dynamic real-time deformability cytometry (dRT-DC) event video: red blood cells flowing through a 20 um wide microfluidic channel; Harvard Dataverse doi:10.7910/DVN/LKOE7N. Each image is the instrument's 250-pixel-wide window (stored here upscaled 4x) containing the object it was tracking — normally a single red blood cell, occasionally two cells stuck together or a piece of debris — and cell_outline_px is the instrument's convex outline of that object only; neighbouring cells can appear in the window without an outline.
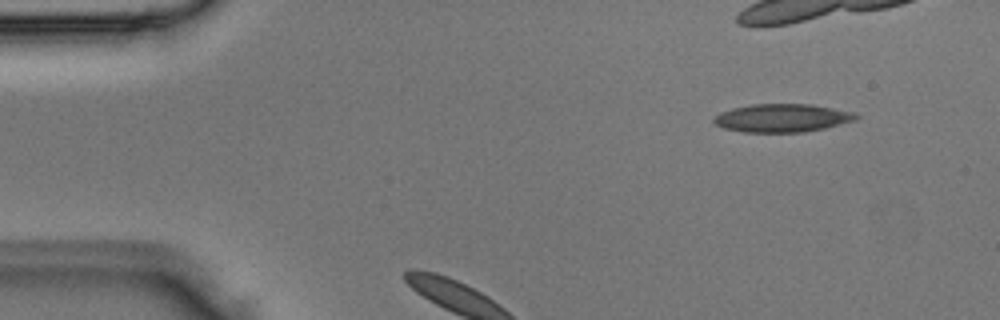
{"species": "Egyptian fruit bat (a non-hibernating species)", "species_latin": "Rousettus aegyptiacus", "temperature_condition": "room temperature", "stored_images_in_passage": 3, "camera_frame_rate_fps": 3000, "um_per_image_px": 0.085, "animal": {"sex": "male"}, "frame": {"image": 1, "passage_image": 1, "time_ms": 0.0, "image_size_px": [1000, 320], "cell_outline_px": [[860, 116], [856, 120], [824, 128], [804, 132], [744, 132], [724, 128], [716, 124], [712, 120], [712, 116], [720, 112], [732, 108], [752, 104], [808, 104], [856, 112]], "centroid_in_image_um": [66.47, 10.02], "position_along_channel_um": 18.5, "area_um2": 23.41}}